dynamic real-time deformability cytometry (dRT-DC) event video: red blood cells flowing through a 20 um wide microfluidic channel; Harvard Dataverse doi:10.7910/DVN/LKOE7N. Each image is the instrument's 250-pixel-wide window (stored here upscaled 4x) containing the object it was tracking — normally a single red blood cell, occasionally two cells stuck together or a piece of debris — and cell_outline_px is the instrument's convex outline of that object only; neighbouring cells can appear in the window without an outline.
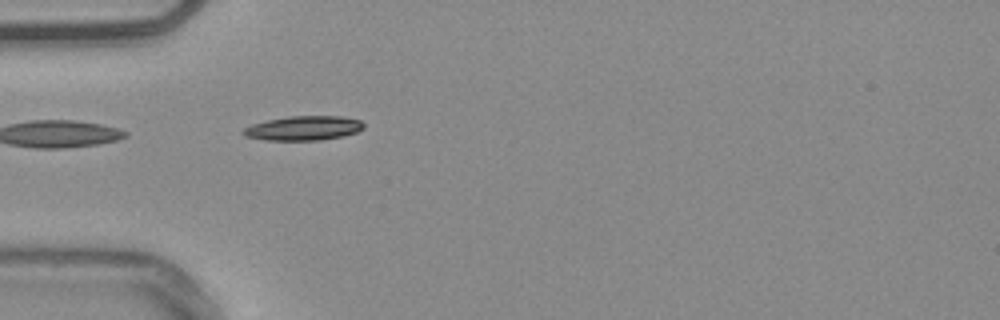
{"species": "common noctule bat (a hibernating species)", "species_latin": "Nyctalus noctula", "temperature_condition": "warm", "stored_images_in_passage": 4, "camera_frame_rate_fps": 3000, "um_per_image_px": 0.085, "animal": {"sex": "male", "body_mass_g": 20.4}, "frame": {"image": 1, "passage_image": 1, "time_ms": 0.0, "image_size_px": [1000, 320], "cell_outline_px": [[364, 128], [356, 132], [344, 136], [320, 140], [268, 140], [244, 136], [240, 132], [244, 128], [252, 124], [268, 120], [288, 116], [340, 116], [360, 120], [364, 124]], "centroid_in_image_um": [25.79, 10.89], "position_along_channel_um": 59.2, "area_um2": 17.11}}